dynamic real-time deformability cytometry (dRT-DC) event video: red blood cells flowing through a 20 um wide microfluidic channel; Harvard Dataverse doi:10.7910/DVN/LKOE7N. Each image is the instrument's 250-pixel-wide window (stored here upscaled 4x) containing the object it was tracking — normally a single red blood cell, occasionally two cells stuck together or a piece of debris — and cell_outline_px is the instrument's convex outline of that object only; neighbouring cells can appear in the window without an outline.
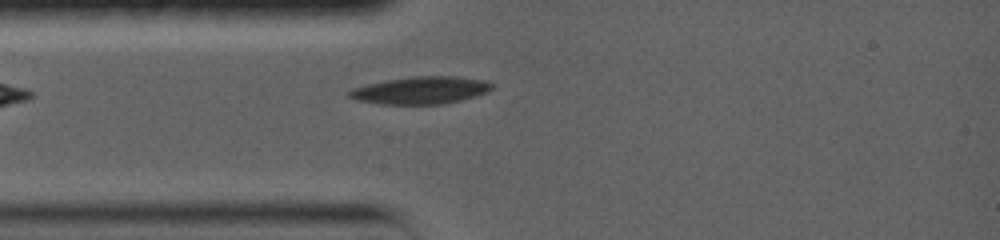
{"species": "common noctule bat (a hibernating species)", "species_latin": "Nyctalus noctula", "temperature_condition": "warm", "stored_images_in_passage": 46, "camera_frame_rate_fps": 5000, "um_per_image_px": 0.085, "animal": {"sex": "female", "body_mass_g": 19.0, "forearm_length_mm": 56.7}, "frame": {"image": 1, "passage_image": 4, "time_ms": 1.6, "image_size_px": [1000, 240], "cell_outline_px": [[492, 88], [488, 92], [476, 96], [460, 100], [440, 104], [384, 104], [356, 100], [348, 96], [348, 92], [352, 88], [384, 80], [412, 76], [456, 76], [484, 80], [492, 84]], "centroid_in_image_um": [35.75, 7.67], "position_along_channel_um": 49.2, "area_um2": 22.72}}
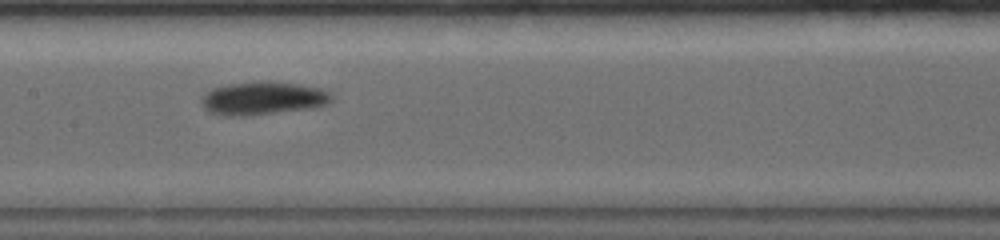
{"frame": {"image": 2, "passage_image": 19, "time_ms": 5.4, "image_size_px": [1000, 240], "cell_outline_px": [[332, 100], [316, 108], [244, 116], [228, 116], [212, 112], [204, 108], [200, 100], [212, 88], [228, 84], [268, 80], [272, 80], [320, 88], [332, 92]], "centroid_in_image_um": [22.39, 8.34], "position_along_channel_um": 185.0, "area_um2": 25.2}}
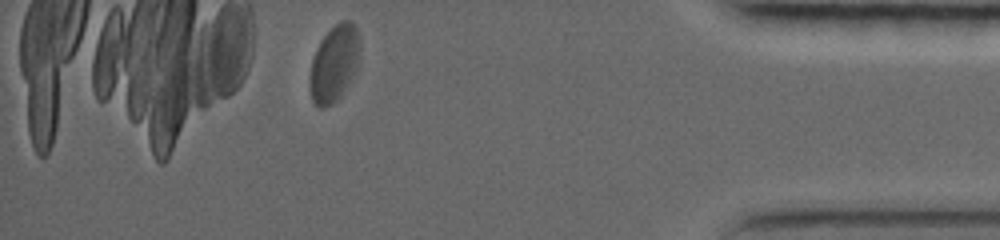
{"frame": {"image": 3, "passage_image": 44, "time_ms": 12.8, "image_size_px": [1000, 240], "cell_outline_px": [[360, 48], [356, 68], [340, 96], [332, 104], [324, 108], [320, 108], [312, 100], [308, 84], [308, 80], [312, 60], [316, 48], [320, 40], [340, 20], [348, 20], [356, 28], [360, 40]], "centroid_in_image_um": [28.37, 5.39], "position_along_channel_um": 406.8, "area_um2": 22.14}, "authors_computed_cell_mechanics": {"area_um2": 23.1778, "velocity_mm_per_s": 3.5896, "shape_relaxation_time_tau1_ms": 4.4808, "shape_relaxation_time_tau2_ms": 2.0902, "deformation_change_tau1": 0.0994, "deformation_change_tau2": 0.0412}}